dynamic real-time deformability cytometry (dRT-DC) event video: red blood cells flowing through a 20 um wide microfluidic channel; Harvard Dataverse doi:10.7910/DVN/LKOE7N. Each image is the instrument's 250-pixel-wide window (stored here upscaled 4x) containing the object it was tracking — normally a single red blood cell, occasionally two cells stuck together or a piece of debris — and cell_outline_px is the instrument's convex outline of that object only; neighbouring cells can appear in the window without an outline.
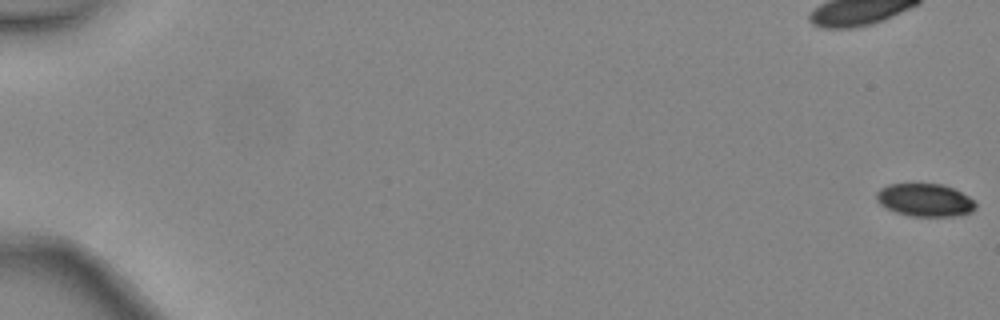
{"species": "common noctule bat (a hibernating species)", "species_latin": "Nyctalus noctula", "temperature_condition": "warm", "stored_images_in_passage": 6, "camera_frame_rate_fps": 3000, "um_per_image_px": 0.085, "animal": {"sex": "female", "body_mass_g": 24.6, "forearm_length_mm": 56.2}, "frame": {"image": 1, "passage_image": 1, "time_ms": 0.0, "image_size_px": [1000, 320], "cell_outline_px": [[976, 208], [972, 212], [956, 216], [912, 216], [896, 212], [880, 204], [876, 200], [876, 192], [880, 188], [888, 184], [944, 184], [968, 196], [976, 204]], "centroid_in_image_um": [78.62, 17.0], "position_along_channel_um": 6.4, "area_um2": 18.9}}
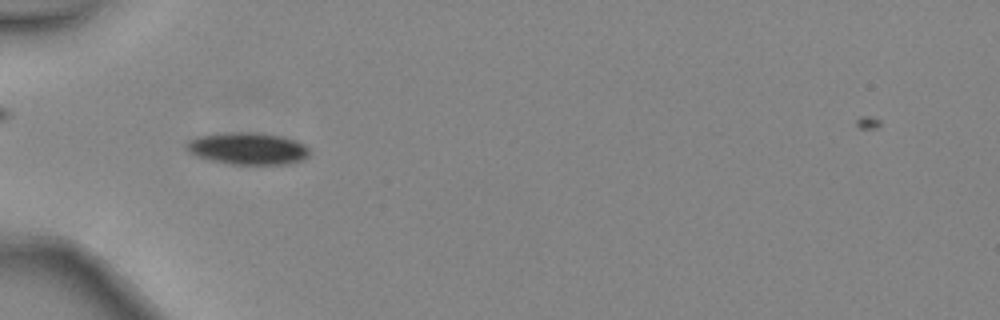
{"frame": {"image": 2, "passage_image": 5, "time_ms": 1.333, "image_size_px": [1000, 320], "cell_outline_px": [[308, 156], [304, 160], [288, 164], [232, 164], [208, 160], [196, 156], [184, 144], [188, 140], [196, 136], [232, 132], [256, 132], [280, 136], [296, 140], [304, 144], [308, 148]], "centroid_in_image_um": [21.06, 12.62], "position_along_channel_um": 63.9, "area_um2": 23.0}}
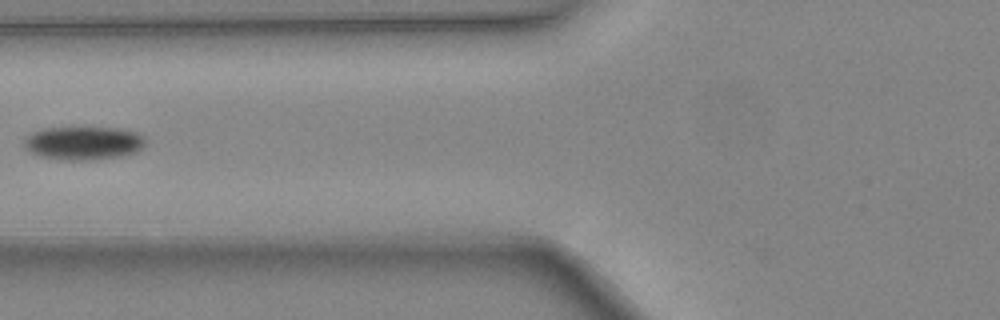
{"frame": {"image": 3, "passage_image": 6, "time_ms": 1.667, "image_size_px": [1000, 320], "cell_outline_px": [[144, 144], [136, 152], [120, 156], [96, 160], [68, 160], [40, 156], [24, 148], [24, 140], [32, 132], [44, 128], [116, 128], [136, 132], [144, 136]], "centroid_in_image_um": [7.09, 12.16], "position_along_channel_um": 118.7, "area_um2": 23.41}}